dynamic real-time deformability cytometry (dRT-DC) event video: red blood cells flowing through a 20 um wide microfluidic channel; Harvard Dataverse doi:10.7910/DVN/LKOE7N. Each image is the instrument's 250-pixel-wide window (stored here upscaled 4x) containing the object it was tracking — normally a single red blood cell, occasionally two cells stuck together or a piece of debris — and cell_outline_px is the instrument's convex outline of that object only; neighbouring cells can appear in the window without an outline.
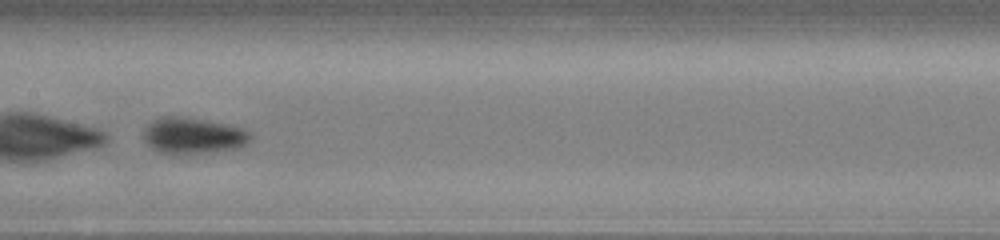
{"species": "common noctule bat (a hibernating species)", "species_latin": "Nyctalus noctula", "temperature_condition": "cold", "stored_images_in_passage": 45, "camera_frame_rate_fps": 3000, "um_per_image_px": 0.085, "animal": {"sex": "male", "body_mass_g": 13.0, "forearm_length_mm": 53.1}, "frame": {"image": 1, "passage_image": 20, "time_ms": 6.333, "image_size_px": [1000, 240], "cell_outline_px": [[252, 136], [240, 148], [216, 152], [184, 156], [172, 156], [160, 152], [152, 148], [140, 136], [144, 128], [152, 120], [160, 116], [180, 116], [228, 124], [240, 128], [248, 132]], "centroid_in_image_um": [16.33, 11.57], "position_along_channel_um": 191.1, "area_um2": 23.29}, "authors_computed_cell_mechanics": {"area_um2": 22.253, "velocity_mm_per_s": 3.8148, "shape_relaxation_time_tau1_ms": 2.6555, "shape_relaxation_time_tau2_ms": null, "deformation_change_tau1": 0.099, "deformation_change_tau2": null}}